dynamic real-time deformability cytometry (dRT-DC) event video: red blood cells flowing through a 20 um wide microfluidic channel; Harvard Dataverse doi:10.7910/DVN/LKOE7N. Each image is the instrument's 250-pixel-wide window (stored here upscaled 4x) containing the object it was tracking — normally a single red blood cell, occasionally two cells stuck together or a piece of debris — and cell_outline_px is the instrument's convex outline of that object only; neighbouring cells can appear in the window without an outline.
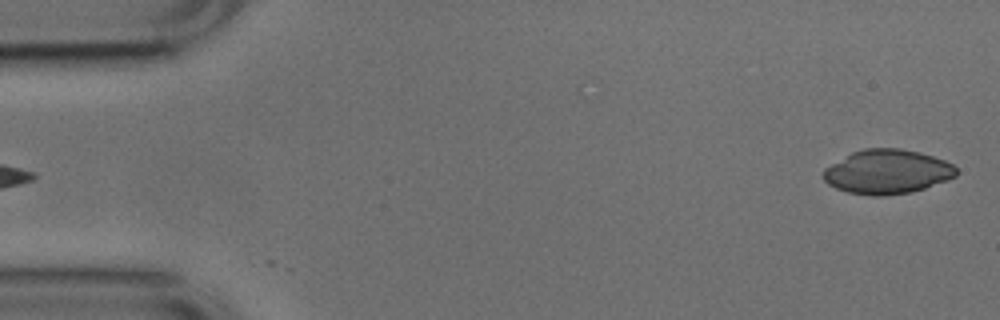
{"species": "common noctule bat (a hibernating species)", "species_latin": "Nyctalus noctula", "temperature_condition": "cold", "stored_images_in_passage": 51, "camera_frame_rate_fps": 3000, "um_per_image_px": 0.085, "animal": {"sex": "male", "body_mass_g": 17.9, "forearm_length_mm": 54.2}, "frame": {"image": 1, "passage_image": 1, "time_ms": 0.0, "image_size_px": [1000, 320], "cell_outline_px": [[956, 176], [948, 180], [912, 192], [880, 196], [872, 196], [848, 192], [836, 188], [828, 184], [824, 180], [824, 168], [852, 152], [864, 148], [900, 148], [920, 152], [944, 160], [952, 164], [956, 168]], "centroid_in_image_um": [75.41, 14.6], "position_along_channel_um": 9.6, "area_um2": 34.22}}